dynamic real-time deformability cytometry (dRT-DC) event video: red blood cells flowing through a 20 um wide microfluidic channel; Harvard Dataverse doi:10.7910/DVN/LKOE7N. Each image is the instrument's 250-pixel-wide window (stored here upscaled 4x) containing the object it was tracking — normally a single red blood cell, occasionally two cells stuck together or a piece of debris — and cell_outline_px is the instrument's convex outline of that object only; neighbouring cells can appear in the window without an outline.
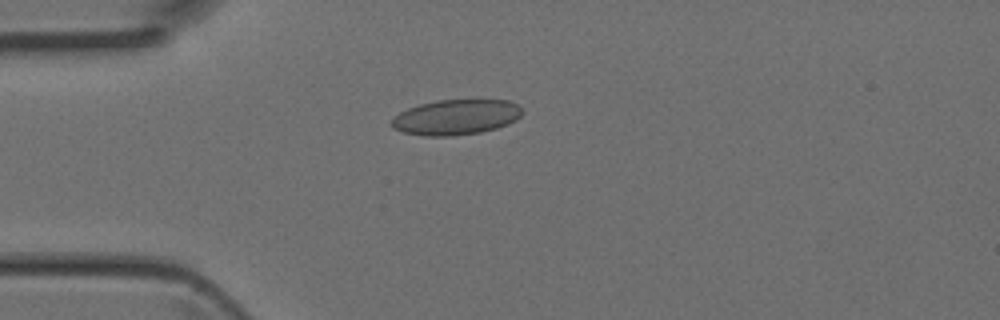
{"species": "Egyptian fruit bat (a non-hibernating species)", "species_latin": "Rousettus aegyptiacus", "temperature_condition": "room temperature", "stored_images_in_passage": 1, "camera_frame_rate_fps": 3000, "um_per_image_px": 0.085, "animal": {"sex": "female"}, "frame": {"image": 1, "passage_image": 1, "time_ms": 0.0, "image_size_px": [1000, 320], "cell_outline_px": [[524, 112], [516, 120], [508, 124], [496, 128], [480, 132], [452, 136], [424, 136], [404, 132], [392, 128], [392, 116], [408, 108], [420, 104], [436, 100], [476, 96], [508, 100], [516, 104]], "centroid_in_image_um": [38.8, 9.9], "position_along_channel_um": 46.2, "area_um2": 27.92}}